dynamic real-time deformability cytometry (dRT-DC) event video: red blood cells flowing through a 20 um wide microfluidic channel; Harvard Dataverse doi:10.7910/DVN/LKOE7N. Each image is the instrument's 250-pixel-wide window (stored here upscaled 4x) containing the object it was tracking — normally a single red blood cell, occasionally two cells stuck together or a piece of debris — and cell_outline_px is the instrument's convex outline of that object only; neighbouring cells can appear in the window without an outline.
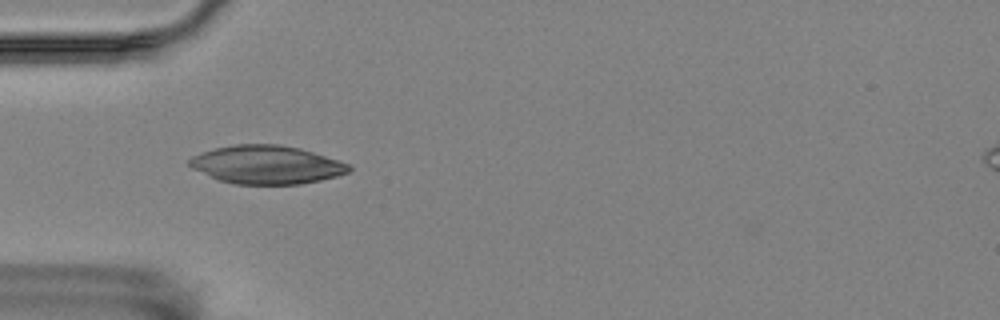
{"species": "Egyptian fruit bat (a non-hibernating species)", "species_latin": "Rousettus aegyptiacus", "temperature_condition": "room temperature", "stored_images_in_passage": 46, "camera_frame_rate_fps": 3000, "um_per_image_px": 0.085, "animal": {"sex": "female"}, "frame": {"image": 1, "passage_image": 17, "time_ms": 5.333, "image_size_px": [1000, 320], "cell_outline_px": [[352, 168], [348, 172], [336, 176], [320, 180], [300, 184], [236, 184], [220, 180], [192, 168], [188, 164], [188, 160], [192, 156], [216, 148], [236, 144], [280, 144], [300, 148], [348, 164]], "centroid_in_image_um": [22.65, 14.0], "position_along_channel_um": 62.4, "area_um2": 35.2}}
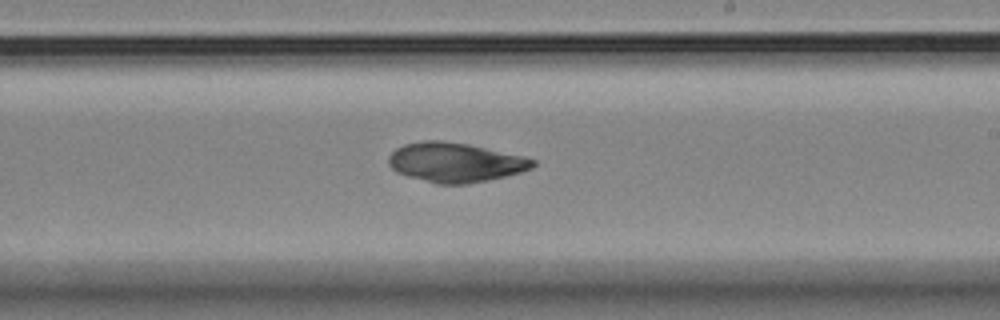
{"frame": {"image": 2, "passage_image": 33, "time_ms": 10.667, "image_size_px": [1000, 320], "cell_outline_px": [[536, 164], [532, 168], [520, 172], [488, 180], [468, 184], [436, 184], [408, 176], [396, 172], [388, 164], [388, 156], [396, 148], [404, 144], [428, 140], [440, 140], [468, 144], [524, 156], [536, 160]], "centroid_in_image_um": [38.69, 13.8], "position_along_channel_um": 250.3, "area_um2": 33.18}}
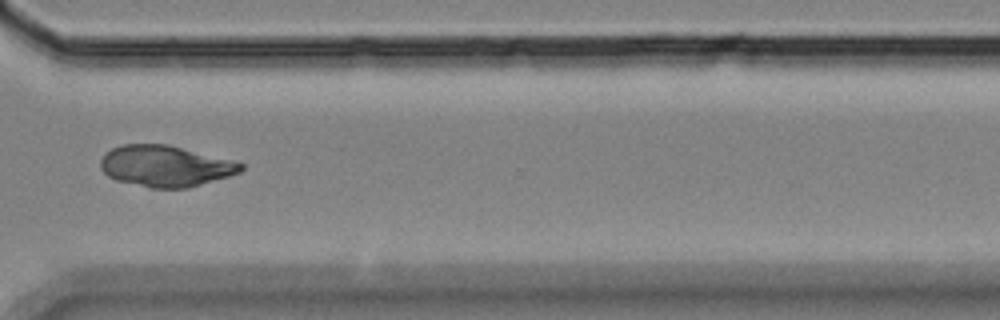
{"frame": {"image": 3, "passage_image": 42, "time_ms": 13.667, "image_size_px": [1000, 320], "cell_outline_px": [[244, 168], [240, 172], [228, 176], [188, 188], [148, 188], [116, 180], [108, 176], [100, 168], [100, 160], [112, 148], [124, 144], [168, 144], [244, 164]], "centroid_in_image_um": [14.02, 14.12], "position_along_channel_um": 356.6, "area_um2": 33.35}}